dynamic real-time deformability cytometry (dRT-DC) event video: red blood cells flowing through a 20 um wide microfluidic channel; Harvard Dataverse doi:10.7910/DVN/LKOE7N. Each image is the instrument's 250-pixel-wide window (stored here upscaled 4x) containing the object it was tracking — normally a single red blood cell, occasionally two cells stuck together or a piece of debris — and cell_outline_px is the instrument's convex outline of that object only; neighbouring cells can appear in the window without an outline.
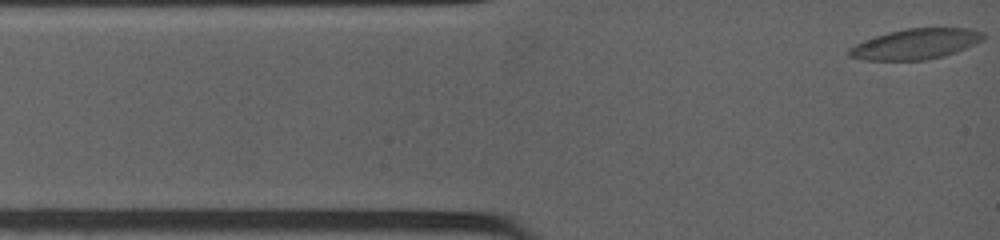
{"species": "common noctule bat (a hibernating species)", "species_latin": "Nyctalus noctula", "temperature_condition": "warm", "stored_images_in_passage": 18, "camera_frame_rate_fps": 4500, "um_per_image_px": 0.085, "animal": {"sex": "female", "body_mass_g": 19.0, "forearm_length_mm": 53.3}, "frame": {"image": 1, "passage_image": 1, "time_ms": 0.0, "image_size_px": [1000, 240], "cell_outline_px": [[984, 40], [956, 52], [944, 56], [924, 60], [864, 60], [848, 56], [848, 48], [864, 40], [888, 32], [908, 28], [972, 28], [984, 32]], "centroid_in_image_um": [77.85, 3.74], "position_along_channel_um": 7.1, "area_um2": 23.87}}
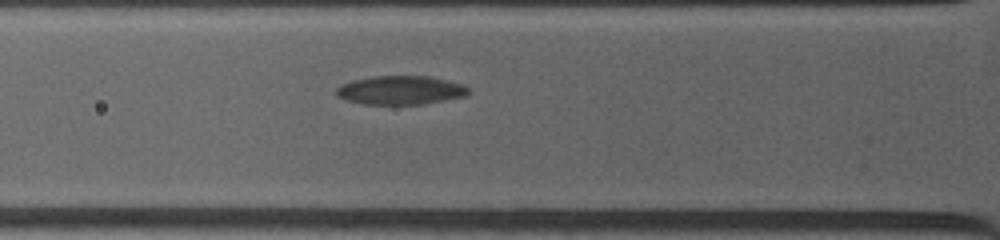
{"frame": {"image": 2, "passage_image": 11, "time_ms": 3.778, "image_size_px": [1000, 240], "cell_outline_px": [[468, 92], [464, 96], [424, 104], [364, 104], [348, 100], [336, 96], [336, 88], [340, 84], [352, 80], [372, 76], [428, 76], [464, 84], [468, 88]], "centroid_in_image_um": [34.01, 7.66], "position_along_channel_um": 91.8, "area_um2": 22.08}}
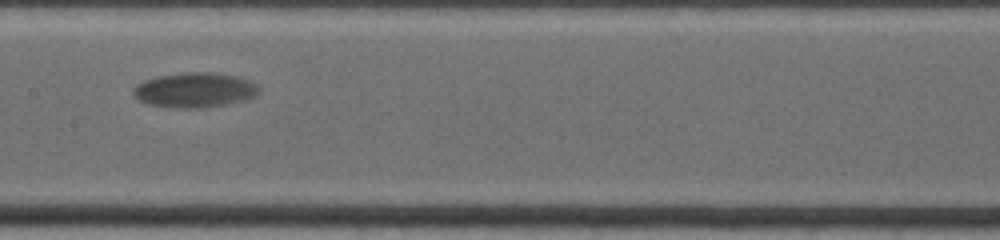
{"frame": {"image": 3, "passage_image": 16, "time_ms": 6.667, "image_size_px": [1000, 240], "cell_outline_px": [[260, 92], [244, 100], [224, 104], [200, 108], [176, 108], [148, 104], [132, 96], [132, 88], [136, 84], [144, 80], [156, 76], [188, 72], [204, 72], [236, 76], [248, 80], [256, 84], [260, 88]], "centroid_in_image_um": [16.49, 7.65], "position_along_channel_um": 190.9, "area_um2": 25.43}}